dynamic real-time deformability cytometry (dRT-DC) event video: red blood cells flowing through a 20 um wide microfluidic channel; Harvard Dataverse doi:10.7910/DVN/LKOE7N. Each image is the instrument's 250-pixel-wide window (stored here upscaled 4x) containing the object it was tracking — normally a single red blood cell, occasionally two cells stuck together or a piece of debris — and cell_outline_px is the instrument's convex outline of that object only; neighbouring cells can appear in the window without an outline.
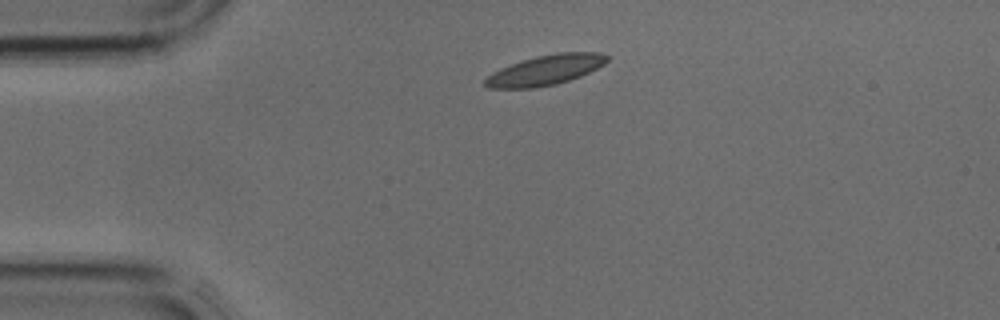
{"species": "common noctule bat (a hibernating species)", "species_latin": "Nyctalus noctula", "temperature_condition": "cold", "stored_images_in_passage": 2, "camera_frame_rate_fps": 3000, "um_per_image_px": 0.085, "animal": {"sex": "male", "body_mass_g": 17.9, "forearm_length_mm": 54.2}, "frame": {"image": 1, "passage_image": 1, "time_ms": 0.0, "image_size_px": [1000, 320], "cell_outline_px": [[608, 60], [604, 64], [580, 76], [556, 84], [536, 88], [488, 88], [484, 84], [484, 80], [492, 72], [500, 68], [536, 56], [556, 52], [600, 52], [608, 56]], "centroid_in_image_um": [46.35, 5.95], "position_along_channel_um": 38.6, "area_um2": 21.21}}